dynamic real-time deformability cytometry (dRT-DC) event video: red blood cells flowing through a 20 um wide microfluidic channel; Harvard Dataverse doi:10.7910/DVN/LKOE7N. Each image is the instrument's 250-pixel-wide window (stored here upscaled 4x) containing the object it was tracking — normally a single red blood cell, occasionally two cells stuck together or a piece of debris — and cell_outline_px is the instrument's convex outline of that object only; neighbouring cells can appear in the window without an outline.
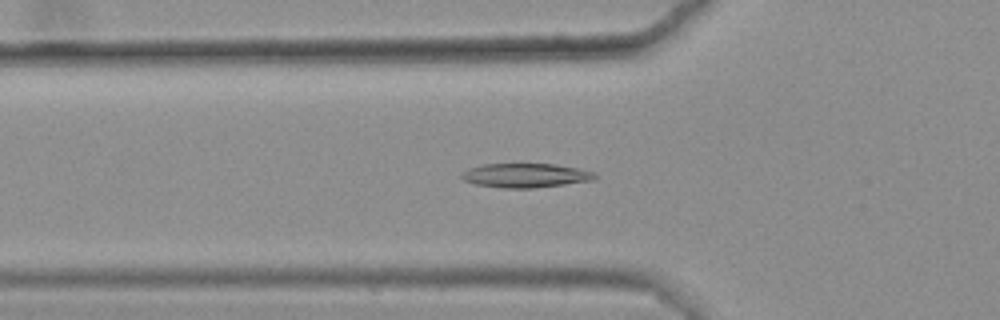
{"species": "common noctule bat (a hibernating species)", "species_latin": "Nyctalus noctula", "temperature_condition": "warm", "stored_images_in_passage": 49, "camera_frame_rate_fps": 3000, "um_per_image_px": 0.085, "animal": {"sex": "female", "body_mass_g": 25.1}, "frame": {"image": 1, "passage_image": 20, "time_ms": 6.333, "image_size_px": [1000, 320], "cell_outline_px": [[596, 180], [532, 188], [500, 188], [476, 184], [464, 180], [460, 176], [460, 172], [468, 168], [484, 164], [556, 164], [596, 172]], "centroid_in_image_um": [44.66, 14.91], "position_along_channel_um": 81.1, "area_um2": 18.84}}
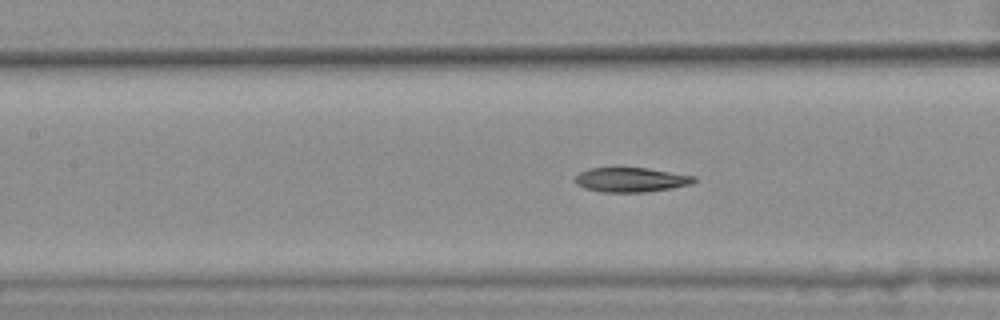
{"frame": {"image": 2, "passage_image": 26, "time_ms": 8.333, "image_size_px": [1000, 320], "cell_outline_px": [[696, 180], [692, 184], [672, 188], [644, 192], [600, 192], [584, 188], [576, 184], [576, 176], [580, 172], [588, 168], [648, 168], [696, 176]], "centroid_in_image_um": [53.65, 15.28], "position_along_channel_um": 153.8, "area_um2": 16.99}}
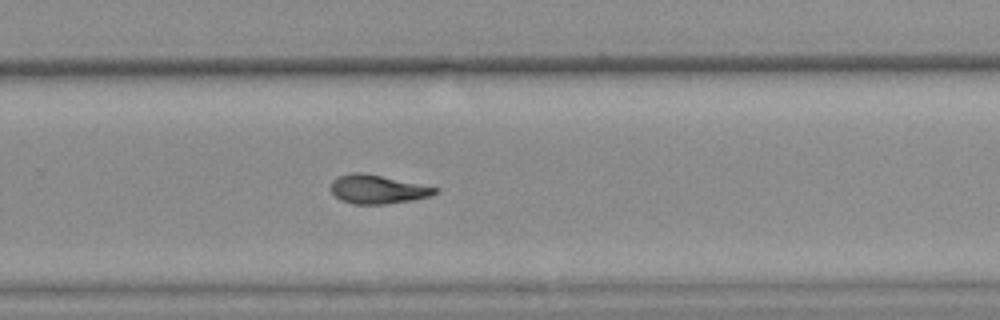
{"frame": {"image": 3, "passage_image": 38, "time_ms": 12.333, "image_size_px": [1000, 320], "cell_outline_px": [[440, 188], [432, 196], [412, 200], [384, 204], [352, 204], [340, 200], [332, 192], [332, 180], [336, 176], [352, 172], [364, 172]], "centroid_in_image_um": [32.09, 16.08], "position_along_channel_um": 297.7, "area_um2": 17.57}, "authors_computed_cell_mechanics": {"area_um2": 18.0914, "velocity_mm_per_s": 3.6138, "shape_relaxation_time_tau1_ms": null, "shape_relaxation_time_tau2_ms": 8.3196, "deformation_change_tau1": null, "deformation_change_tau2": 0.1443}}